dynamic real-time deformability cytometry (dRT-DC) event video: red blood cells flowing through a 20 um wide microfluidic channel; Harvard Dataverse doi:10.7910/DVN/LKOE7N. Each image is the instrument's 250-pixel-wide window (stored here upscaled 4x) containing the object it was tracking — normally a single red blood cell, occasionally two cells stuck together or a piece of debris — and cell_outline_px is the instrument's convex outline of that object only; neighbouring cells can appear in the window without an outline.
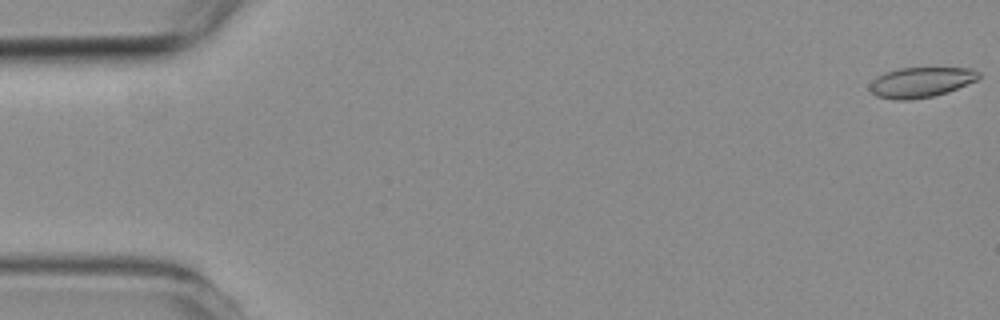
{"species": "common noctule bat (a hibernating species)", "species_latin": "Nyctalus noctula", "temperature_condition": "room temperature", "stored_images_in_passage": 5, "camera_frame_rate_fps": 3000, "um_per_image_px": 0.085, "animal": {"sex": "female", "body_mass_g": 19.3, "forearm_length_mm": 54.1}, "frame": {"image": 1, "passage_image": 1, "time_ms": 0.0, "image_size_px": [1000, 320], "cell_outline_px": [[980, 76], [976, 80], [948, 92], [932, 96], [912, 100], [896, 100], [876, 96], [868, 88], [868, 84], [876, 76], [884, 72], [900, 68], [972, 68], [980, 72]], "centroid_in_image_um": [78.23, 6.99], "position_along_channel_um": 6.8, "area_um2": 19.31}}